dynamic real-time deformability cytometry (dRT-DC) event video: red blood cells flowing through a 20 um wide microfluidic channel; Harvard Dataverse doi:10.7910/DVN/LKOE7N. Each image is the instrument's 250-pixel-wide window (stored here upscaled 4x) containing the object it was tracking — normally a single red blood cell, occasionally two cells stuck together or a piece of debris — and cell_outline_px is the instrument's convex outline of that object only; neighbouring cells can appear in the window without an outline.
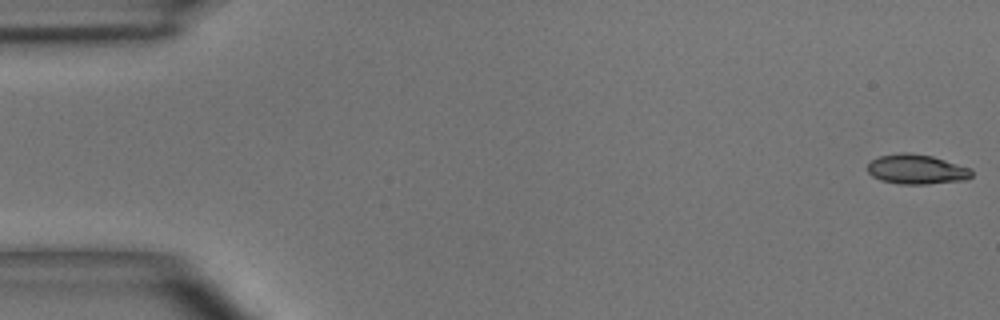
{"species": "common noctule bat (a hibernating species)", "species_latin": "Nyctalus noctula", "temperature_condition": "room temperature", "stored_images_in_passage": 13, "camera_frame_rate_fps": 3000, "um_per_image_px": 0.085, "animal": {"sex": "male", "body_mass_g": 15.6}, "frame": {"image": 1, "passage_image": 1, "time_ms": 0.0, "image_size_px": [1000, 320], "cell_outline_px": [[972, 176], [968, 180], [928, 184], [900, 184], [880, 180], [872, 176], [868, 172], [868, 164], [872, 160], [880, 156], [900, 152], [912, 152], [932, 156], [972, 168]], "centroid_in_image_um": [77.94, 14.39], "position_along_channel_um": 7.1, "area_um2": 18.26}}
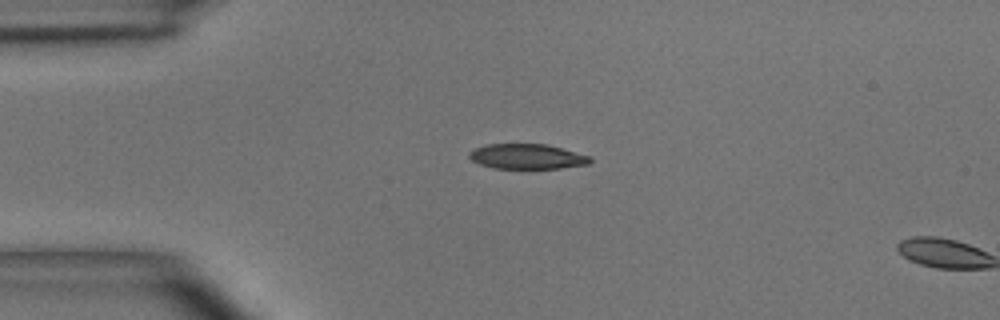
{"frame": {"image": 2, "passage_image": 12, "time_ms": 3.667, "image_size_px": [1000, 320], "cell_outline_px": [[592, 160], [588, 164], [560, 168], [492, 168], [480, 164], [472, 160], [468, 156], [468, 152], [484, 144], [548, 144], [588, 156]], "centroid_in_image_um": [44.75, 13.3], "position_along_channel_um": 40.2, "area_um2": 17.51}}